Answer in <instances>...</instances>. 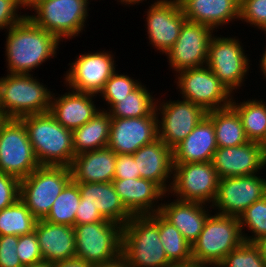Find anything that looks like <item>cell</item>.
Masks as SVG:
<instances>
[{"label": "cell", "mask_w": 266, "mask_h": 267, "mask_svg": "<svg viewBox=\"0 0 266 267\" xmlns=\"http://www.w3.org/2000/svg\"><path fill=\"white\" fill-rule=\"evenodd\" d=\"M7 31L5 56L9 74H31L32 70L57 55L60 41L28 16Z\"/></svg>", "instance_id": "obj_1"}, {"label": "cell", "mask_w": 266, "mask_h": 267, "mask_svg": "<svg viewBox=\"0 0 266 267\" xmlns=\"http://www.w3.org/2000/svg\"><path fill=\"white\" fill-rule=\"evenodd\" d=\"M19 119L24 123L40 165L71 166L75 156L72 130L59 124L50 112Z\"/></svg>", "instance_id": "obj_2"}, {"label": "cell", "mask_w": 266, "mask_h": 267, "mask_svg": "<svg viewBox=\"0 0 266 267\" xmlns=\"http://www.w3.org/2000/svg\"><path fill=\"white\" fill-rule=\"evenodd\" d=\"M122 255L131 267H173L159 234V212L133 215L122 228Z\"/></svg>", "instance_id": "obj_3"}, {"label": "cell", "mask_w": 266, "mask_h": 267, "mask_svg": "<svg viewBox=\"0 0 266 267\" xmlns=\"http://www.w3.org/2000/svg\"><path fill=\"white\" fill-rule=\"evenodd\" d=\"M32 74H7L0 77V108L8 118L50 111L53 91Z\"/></svg>", "instance_id": "obj_4"}, {"label": "cell", "mask_w": 266, "mask_h": 267, "mask_svg": "<svg viewBox=\"0 0 266 267\" xmlns=\"http://www.w3.org/2000/svg\"><path fill=\"white\" fill-rule=\"evenodd\" d=\"M243 241L237 217L210 214L192 243L193 262L218 266Z\"/></svg>", "instance_id": "obj_5"}, {"label": "cell", "mask_w": 266, "mask_h": 267, "mask_svg": "<svg viewBox=\"0 0 266 267\" xmlns=\"http://www.w3.org/2000/svg\"><path fill=\"white\" fill-rule=\"evenodd\" d=\"M71 180L70 167L40 165L20 180V199L38 220L44 219Z\"/></svg>", "instance_id": "obj_6"}, {"label": "cell", "mask_w": 266, "mask_h": 267, "mask_svg": "<svg viewBox=\"0 0 266 267\" xmlns=\"http://www.w3.org/2000/svg\"><path fill=\"white\" fill-rule=\"evenodd\" d=\"M88 4L90 5L88 0H46L32 9L34 15L27 16L38 27L63 42L79 36L84 30L90 10Z\"/></svg>", "instance_id": "obj_7"}, {"label": "cell", "mask_w": 266, "mask_h": 267, "mask_svg": "<svg viewBox=\"0 0 266 267\" xmlns=\"http://www.w3.org/2000/svg\"><path fill=\"white\" fill-rule=\"evenodd\" d=\"M122 228L110 220L74 226L76 257L92 267L122 254Z\"/></svg>", "instance_id": "obj_8"}, {"label": "cell", "mask_w": 266, "mask_h": 267, "mask_svg": "<svg viewBox=\"0 0 266 267\" xmlns=\"http://www.w3.org/2000/svg\"><path fill=\"white\" fill-rule=\"evenodd\" d=\"M39 166L24 123L8 118L0 130V172L21 180Z\"/></svg>", "instance_id": "obj_9"}, {"label": "cell", "mask_w": 266, "mask_h": 267, "mask_svg": "<svg viewBox=\"0 0 266 267\" xmlns=\"http://www.w3.org/2000/svg\"><path fill=\"white\" fill-rule=\"evenodd\" d=\"M249 62L239 38L211 37L206 66L232 94L243 86L249 72Z\"/></svg>", "instance_id": "obj_10"}, {"label": "cell", "mask_w": 266, "mask_h": 267, "mask_svg": "<svg viewBox=\"0 0 266 267\" xmlns=\"http://www.w3.org/2000/svg\"><path fill=\"white\" fill-rule=\"evenodd\" d=\"M176 74L175 82L181 98L201 106L206 112L230 106L233 94L208 66L186 69Z\"/></svg>", "instance_id": "obj_11"}, {"label": "cell", "mask_w": 266, "mask_h": 267, "mask_svg": "<svg viewBox=\"0 0 266 267\" xmlns=\"http://www.w3.org/2000/svg\"><path fill=\"white\" fill-rule=\"evenodd\" d=\"M219 179L211 162L173 164V182L167 195L209 206L216 198Z\"/></svg>", "instance_id": "obj_12"}, {"label": "cell", "mask_w": 266, "mask_h": 267, "mask_svg": "<svg viewBox=\"0 0 266 267\" xmlns=\"http://www.w3.org/2000/svg\"><path fill=\"white\" fill-rule=\"evenodd\" d=\"M266 196V178L257 174L219 179L217 195L207 208L217 214L239 218L255 201Z\"/></svg>", "instance_id": "obj_13"}, {"label": "cell", "mask_w": 266, "mask_h": 267, "mask_svg": "<svg viewBox=\"0 0 266 267\" xmlns=\"http://www.w3.org/2000/svg\"><path fill=\"white\" fill-rule=\"evenodd\" d=\"M182 99L160 102L157 98L156 103L158 137L172 150L193 131L207 114L201 106Z\"/></svg>", "instance_id": "obj_14"}, {"label": "cell", "mask_w": 266, "mask_h": 267, "mask_svg": "<svg viewBox=\"0 0 266 267\" xmlns=\"http://www.w3.org/2000/svg\"><path fill=\"white\" fill-rule=\"evenodd\" d=\"M79 55L74 62L68 64L70 68L64 74V84L69 90L97 96L116 70L114 55L111 51L104 50Z\"/></svg>", "instance_id": "obj_15"}, {"label": "cell", "mask_w": 266, "mask_h": 267, "mask_svg": "<svg viewBox=\"0 0 266 267\" xmlns=\"http://www.w3.org/2000/svg\"><path fill=\"white\" fill-rule=\"evenodd\" d=\"M215 32L209 26L186 20L176 43L166 52L168 65L180 71L206 66L208 48Z\"/></svg>", "instance_id": "obj_16"}, {"label": "cell", "mask_w": 266, "mask_h": 267, "mask_svg": "<svg viewBox=\"0 0 266 267\" xmlns=\"http://www.w3.org/2000/svg\"><path fill=\"white\" fill-rule=\"evenodd\" d=\"M147 9L146 32L149 43L160 51L166 52L176 43L181 27L187 20L178 0H156Z\"/></svg>", "instance_id": "obj_17"}, {"label": "cell", "mask_w": 266, "mask_h": 267, "mask_svg": "<svg viewBox=\"0 0 266 267\" xmlns=\"http://www.w3.org/2000/svg\"><path fill=\"white\" fill-rule=\"evenodd\" d=\"M158 138V116L112 118L108 147L116 154H134Z\"/></svg>", "instance_id": "obj_18"}, {"label": "cell", "mask_w": 266, "mask_h": 267, "mask_svg": "<svg viewBox=\"0 0 266 267\" xmlns=\"http://www.w3.org/2000/svg\"><path fill=\"white\" fill-rule=\"evenodd\" d=\"M211 163L220 179L260 173L266 167V155L259 142L240 146L218 147Z\"/></svg>", "instance_id": "obj_19"}, {"label": "cell", "mask_w": 266, "mask_h": 267, "mask_svg": "<svg viewBox=\"0 0 266 267\" xmlns=\"http://www.w3.org/2000/svg\"><path fill=\"white\" fill-rule=\"evenodd\" d=\"M112 183L123 205L132 215L159 212V201H162L164 196L167 197V193L157 183L148 179H113Z\"/></svg>", "instance_id": "obj_20"}, {"label": "cell", "mask_w": 266, "mask_h": 267, "mask_svg": "<svg viewBox=\"0 0 266 267\" xmlns=\"http://www.w3.org/2000/svg\"><path fill=\"white\" fill-rule=\"evenodd\" d=\"M133 157L137 172H140V178L157 183L169 194L173 182L171 180L173 179L172 149L158 137L153 142L140 147Z\"/></svg>", "instance_id": "obj_21"}, {"label": "cell", "mask_w": 266, "mask_h": 267, "mask_svg": "<svg viewBox=\"0 0 266 267\" xmlns=\"http://www.w3.org/2000/svg\"><path fill=\"white\" fill-rule=\"evenodd\" d=\"M70 91L61 96L58 95L59 97H55L53 93L49 112L64 128L73 131L91 120L102 109L96 108L94 104L93 100L97 97L96 95Z\"/></svg>", "instance_id": "obj_22"}, {"label": "cell", "mask_w": 266, "mask_h": 267, "mask_svg": "<svg viewBox=\"0 0 266 267\" xmlns=\"http://www.w3.org/2000/svg\"><path fill=\"white\" fill-rule=\"evenodd\" d=\"M188 21L202 23L214 31L235 19L240 20V0H178Z\"/></svg>", "instance_id": "obj_23"}, {"label": "cell", "mask_w": 266, "mask_h": 267, "mask_svg": "<svg viewBox=\"0 0 266 267\" xmlns=\"http://www.w3.org/2000/svg\"><path fill=\"white\" fill-rule=\"evenodd\" d=\"M34 231L44 261L55 263L76 257L74 227L39 219Z\"/></svg>", "instance_id": "obj_24"}, {"label": "cell", "mask_w": 266, "mask_h": 267, "mask_svg": "<svg viewBox=\"0 0 266 267\" xmlns=\"http://www.w3.org/2000/svg\"><path fill=\"white\" fill-rule=\"evenodd\" d=\"M213 122L205 116L173 150V164L211 162L217 150Z\"/></svg>", "instance_id": "obj_25"}, {"label": "cell", "mask_w": 266, "mask_h": 267, "mask_svg": "<svg viewBox=\"0 0 266 267\" xmlns=\"http://www.w3.org/2000/svg\"><path fill=\"white\" fill-rule=\"evenodd\" d=\"M76 183L81 195L80 203L97 208L105 219L124 226L132 218L112 182Z\"/></svg>", "instance_id": "obj_26"}, {"label": "cell", "mask_w": 266, "mask_h": 267, "mask_svg": "<svg viewBox=\"0 0 266 267\" xmlns=\"http://www.w3.org/2000/svg\"><path fill=\"white\" fill-rule=\"evenodd\" d=\"M116 153L108 146L79 153L70 166L74 182H112L115 175Z\"/></svg>", "instance_id": "obj_27"}, {"label": "cell", "mask_w": 266, "mask_h": 267, "mask_svg": "<svg viewBox=\"0 0 266 267\" xmlns=\"http://www.w3.org/2000/svg\"><path fill=\"white\" fill-rule=\"evenodd\" d=\"M206 207L204 203L175 199L170 203L161 202L159 213L192 244L199 237L211 214Z\"/></svg>", "instance_id": "obj_28"}, {"label": "cell", "mask_w": 266, "mask_h": 267, "mask_svg": "<svg viewBox=\"0 0 266 267\" xmlns=\"http://www.w3.org/2000/svg\"><path fill=\"white\" fill-rule=\"evenodd\" d=\"M112 117L101 110L83 126L73 130V148L75 155L86 151L106 147L109 142Z\"/></svg>", "instance_id": "obj_29"}, {"label": "cell", "mask_w": 266, "mask_h": 267, "mask_svg": "<svg viewBox=\"0 0 266 267\" xmlns=\"http://www.w3.org/2000/svg\"><path fill=\"white\" fill-rule=\"evenodd\" d=\"M206 116L214 124L218 147L240 146L249 142L241 118L231 105L208 111Z\"/></svg>", "instance_id": "obj_30"}, {"label": "cell", "mask_w": 266, "mask_h": 267, "mask_svg": "<svg viewBox=\"0 0 266 267\" xmlns=\"http://www.w3.org/2000/svg\"><path fill=\"white\" fill-rule=\"evenodd\" d=\"M145 85L142 83L131 93L122 99H118V103L114 104L107 111L112 118H133L148 115H157L156 103L154 98Z\"/></svg>", "instance_id": "obj_31"}, {"label": "cell", "mask_w": 266, "mask_h": 267, "mask_svg": "<svg viewBox=\"0 0 266 267\" xmlns=\"http://www.w3.org/2000/svg\"><path fill=\"white\" fill-rule=\"evenodd\" d=\"M241 118L249 141L260 142L266 134V103L260 99H248L240 103L232 98L230 104Z\"/></svg>", "instance_id": "obj_32"}, {"label": "cell", "mask_w": 266, "mask_h": 267, "mask_svg": "<svg viewBox=\"0 0 266 267\" xmlns=\"http://www.w3.org/2000/svg\"><path fill=\"white\" fill-rule=\"evenodd\" d=\"M159 234L167 258L174 265L193 262L192 244L159 213Z\"/></svg>", "instance_id": "obj_33"}, {"label": "cell", "mask_w": 266, "mask_h": 267, "mask_svg": "<svg viewBox=\"0 0 266 267\" xmlns=\"http://www.w3.org/2000/svg\"><path fill=\"white\" fill-rule=\"evenodd\" d=\"M37 218L19 198L0 211V236L30 234L35 230Z\"/></svg>", "instance_id": "obj_34"}, {"label": "cell", "mask_w": 266, "mask_h": 267, "mask_svg": "<svg viewBox=\"0 0 266 267\" xmlns=\"http://www.w3.org/2000/svg\"><path fill=\"white\" fill-rule=\"evenodd\" d=\"M78 184L71 180L55 199L52 208L44 220L66 226H75L76 210L80 204Z\"/></svg>", "instance_id": "obj_35"}, {"label": "cell", "mask_w": 266, "mask_h": 267, "mask_svg": "<svg viewBox=\"0 0 266 267\" xmlns=\"http://www.w3.org/2000/svg\"><path fill=\"white\" fill-rule=\"evenodd\" d=\"M240 230L245 242L254 243L260 237L266 235V196L255 201L239 216ZM250 230L252 236L243 231Z\"/></svg>", "instance_id": "obj_36"}, {"label": "cell", "mask_w": 266, "mask_h": 267, "mask_svg": "<svg viewBox=\"0 0 266 267\" xmlns=\"http://www.w3.org/2000/svg\"><path fill=\"white\" fill-rule=\"evenodd\" d=\"M125 74H119L117 70L112 76L106 81L102 91L98 94L103 97L108 104V110L116 103L118 99H122L135 90L141 82L133 79Z\"/></svg>", "instance_id": "obj_37"}, {"label": "cell", "mask_w": 266, "mask_h": 267, "mask_svg": "<svg viewBox=\"0 0 266 267\" xmlns=\"http://www.w3.org/2000/svg\"><path fill=\"white\" fill-rule=\"evenodd\" d=\"M216 267H266V262L254 243L243 241Z\"/></svg>", "instance_id": "obj_38"}, {"label": "cell", "mask_w": 266, "mask_h": 267, "mask_svg": "<svg viewBox=\"0 0 266 267\" xmlns=\"http://www.w3.org/2000/svg\"><path fill=\"white\" fill-rule=\"evenodd\" d=\"M240 20L266 34V0H240Z\"/></svg>", "instance_id": "obj_39"}, {"label": "cell", "mask_w": 266, "mask_h": 267, "mask_svg": "<svg viewBox=\"0 0 266 267\" xmlns=\"http://www.w3.org/2000/svg\"><path fill=\"white\" fill-rule=\"evenodd\" d=\"M17 255L23 266L43 261L36 232L18 236Z\"/></svg>", "instance_id": "obj_40"}, {"label": "cell", "mask_w": 266, "mask_h": 267, "mask_svg": "<svg viewBox=\"0 0 266 267\" xmlns=\"http://www.w3.org/2000/svg\"><path fill=\"white\" fill-rule=\"evenodd\" d=\"M24 7V0H0V30L9 29L21 22L27 14H18Z\"/></svg>", "instance_id": "obj_41"}, {"label": "cell", "mask_w": 266, "mask_h": 267, "mask_svg": "<svg viewBox=\"0 0 266 267\" xmlns=\"http://www.w3.org/2000/svg\"><path fill=\"white\" fill-rule=\"evenodd\" d=\"M20 198V180L0 172V211Z\"/></svg>", "instance_id": "obj_42"}, {"label": "cell", "mask_w": 266, "mask_h": 267, "mask_svg": "<svg viewBox=\"0 0 266 267\" xmlns=\"http://www.w3.org/2000/svg\"><path fill=\"white\" fill-rule=\"evenodd\" d=\"M18 236H0V267H24L17 255Z\"/></svg>", "instance_id": "obj_43"}, {"label": "cell", "mask_w": 266, "mask_h": 267, "mask_svg": "<svg viewBox=\"0 0 266 267\" xmlns=\"http://www.w3.org/2000/svg\"><path fill=\"white\" fill-rule=\"evenodd\" d=\"M140 178L133 154H117L114 179Z\"/></svg>", "instance_id": "obj_44"}, {"label": "cell", "mask_w": 266, "mask_h": 267, "mask_svg": "<svg viewBox=\"0 0 266 267\" xmlns=\"http://www.w3.org/2000/svg\"><path fill=\"white\" fill-rule=\"evenodd\" d=\"M105 219L97 208L90 204L80 203L75 215V225L102 222Z\"/></svg>", "instance_id": "obj_45"}, {"label": "cell", "mask_w": 266, "mask_h": 267, "mask_svg": "<svg viewBox=\"0 0 266 267\" xmlns=\"http://www.w3.org/2000/svg\"><path fill=\"white\" fill-rule=\"evenodd\" d=\"M53 267H92V266L87 262H84L82 259L75 257L65 261L55 262L53 263Z\"/></svg>", "instance_id": "obj_46"}, {"label": "cell", "mask_w": 266, "mask_h": 267, "mask_svg": "<svg viewBox=\"0 0 266 267\" xmlns=\"http://www.w3.org/2000/svg\"><path fill=\"white\" fill-rule=\"evenodd\" d=\"M93 267H131V265L126 260V258L121 254L115 260H112L110 262H107L101 265H96Z\"/></svg>", "instance_id": "obj_47"}, {"label": "cell", "mask_w": 266, "mask_h": 267, "mask_svg": "<svg viewBox=\"0 0 266 267\" xmlns=\"http://www.w3.org/2000/svg\"><path fill=\"white\" fill-rule=\"evenodd\" d=\"M254 244L258 247L260 255L266 262V235L257 239Z\"/></svg>", "instance_id": "obj_48"}, {"label": "cell", "mask_w": 266, "mask_h": 267, "mask_svg": "<svg viewBox=\"0 0 266 267\" xmlns=\"http://www.w3.org/2000/svg\"><path fill=\"white\" fill-rule=\"evenodd\" d=\"M263 52L265 53L262 54V57L259 62L260 64L258 65H260L259 67L261 68V73L263 72L262 75L264 74V78H266V47H265V51Z\"/></svg>", "instance_id": "obj_49"}, {"label": "cell", "mask_w": 266, "mask_h": 267, "mask_svg": "<svg viewBox=\"0 0 266 267\" xmlns=\"http://www.w3.org/2000/svg\"><path fill=\"white\" fill-rule=\"evenodd\" d=\"M173 267H212V265L191 262V263H187V264L174 265Z\"/></svg>", "instance_id": "obj_50"}, {"label": "cell", "mask_w": 266, "mask_h": 267, "mask_svg": "<svg viewBox=\"0 0 266 267\" xmlns=\"http://www.w3.org/2000/svg\"><path fill=\"white\" fill-rule=\"evenodd\" d=\"M46 0H24V7L31 8L30 11L39 3Z\"/></svg>", "instance_id": "obj_51"}, {"label": "cell", "mask_w": 266, "mask_h": 267, "mask_svg": "<svg viewBox=\"0 0 266 267\" xmlns=\"http://www.w3.org/2000/svg\"><path fill=\"white\" fill-rule=\"evenodd\" d=\"M24 267H53V263L48 261H41Z\"/></svg>", "instance_id": "obj_52"}, {"label": "cell", "mask_w": 266, "mask_h": 267, "mask_svg": "<svg viewBox=\"0 0 266 267\" xmlns=\"http://www.w3.org/2000/svg\"><path fill=\"white\" fill-rule=\"evenodd\" d=\"M144 0H117V2H120L121 4H123V5H130V6H132V4L133 5H136V4H140V3H142ZM146 1V0H145Z\"/></svg>", "instance_id": "obj_53"}, {"label": "cell", "mask_w": 266, "mask_h": 267, "mask_svg": "<svg viewBox=\"0 0 266 267\" xmlns=\"http://www.w3.org/2000/svg\"><path fill=\"white\" fill-rule=\"evenodd\" d=\"M8 117L1 111L0 112V130L2 125L7 121Z\"/></svg>", "instance_id": "obj_54"}, {"label": "cell", "mask_w": 266, "mask_h": 267, "mask_svg": "<svg viewBox=\"0 0 266 267\" xmlns=\"http://www.w3.org/2000/svg\"><path fill=\"white\" fill-rule=\"evenodd\" d=\"M259 143L262 147L264 154L266 155V134H265L264 138Z\"/></svg>", "instance_id": "obj_55"}]
</instances>
